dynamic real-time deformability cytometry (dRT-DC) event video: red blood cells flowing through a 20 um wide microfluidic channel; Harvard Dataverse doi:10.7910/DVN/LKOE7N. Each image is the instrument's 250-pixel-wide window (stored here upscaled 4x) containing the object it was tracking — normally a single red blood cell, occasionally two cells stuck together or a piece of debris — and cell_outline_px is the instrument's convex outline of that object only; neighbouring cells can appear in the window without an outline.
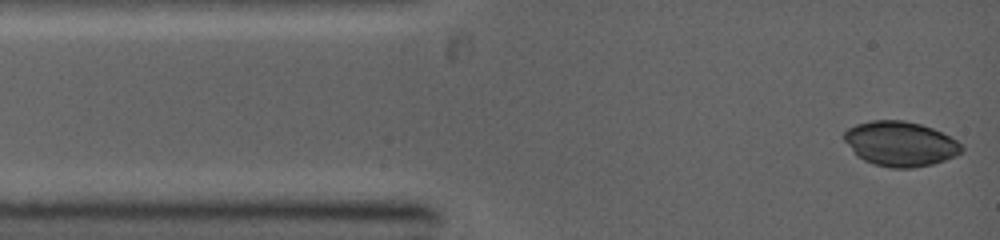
{"species": "common noctule bat (a hibernating species)", "species_latin": "Nyctalus noctula", "temperature_condition": "warm", "stored_images_in_passage": 8, "camera_frame_rate_fps": 5000, "um_per_image_px": 0.085, "animal": {"sex": "female", "body_mass_g": 19.0, "forearm_length_mm": 53.3}, "frame": {"image": 1, "passage_image": 1, "time_ms": 0.0, "image_size_px": [1000, 240], "cell_outline_px": [[964, 152], [956, 156], [932, 164], [912, 168], [892, 168], [872, 164], [856, 156], [844, 140], [844, 132], [848, 128], [856, 124], [872, 120], [904, 120], [920, 124], [932, 128], [956, 140], [964, 148]], "centroid_in_image_um": [76.51, 12.23], "position_along_channel_um": 8.5, "area_um2": 30.75}}
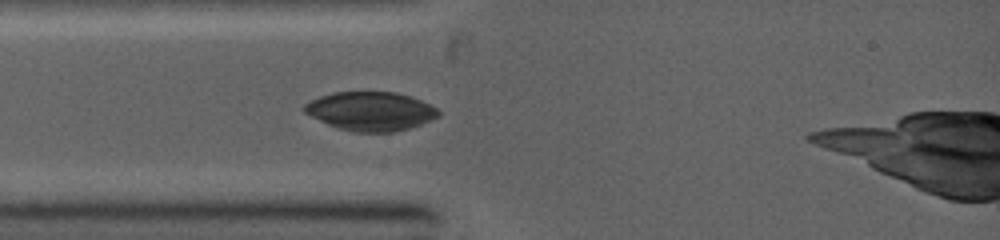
{"frame": {"image": 2, "passage_image": 6, "time_ms": 2.2, "image_size_px": [1000, 240], "cell_outline_px": [[440, 116], [420, 124], [408, 128], [392, 132], [352, 132], [336, 128], [304, 112], [304, 104], [320, 96], [332, 92], [396, 92], [412, 96], [436, 108], [440, 112]], "centroid_in_image_um": [31.5, 9.45], "position_along_channel_um": 53.5, "area_um2": 30.23}}
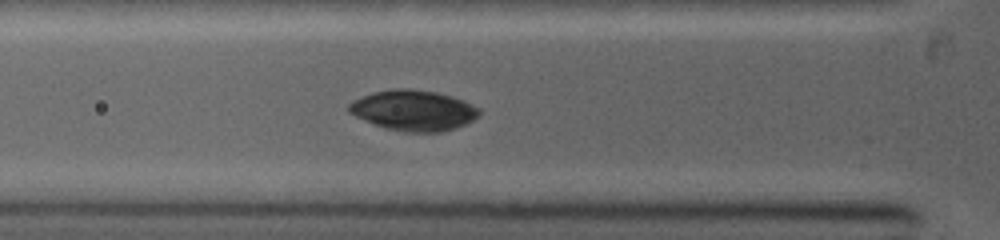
{"frame": {"image": 3, "passage_image": 8, "time_ms": 3.0, "image_size_px": [1000, 240], "cell_outline_px": [[480, 116], [456, 128], [440, 132], [404, 132], [384, 128], [356, 116], [348, 112], [348, 104], [352, 100], [372, 92], [392, 88], [408, 88], [436, 92], [452, 96], [464, 100], [480, 108]], "centroid_in_image_um": [35.15, 9.37], "position_along_channel_um": 90.7, "area_um2": 30.98}}